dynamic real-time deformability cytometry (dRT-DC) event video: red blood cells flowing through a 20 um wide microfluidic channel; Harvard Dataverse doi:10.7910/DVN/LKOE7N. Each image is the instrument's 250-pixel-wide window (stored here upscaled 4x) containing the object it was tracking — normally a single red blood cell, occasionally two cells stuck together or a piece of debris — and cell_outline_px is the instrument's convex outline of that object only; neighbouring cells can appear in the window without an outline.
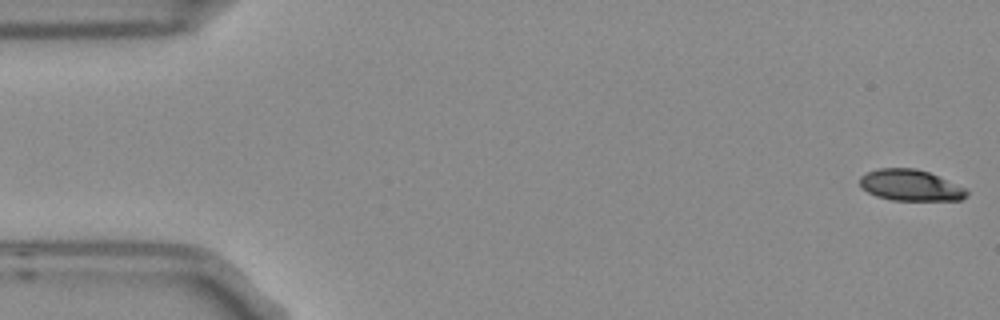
{"species": "Egyptian fruit bat (a non-hibernating species)", "species_latin": "Rousettus aegyptiacus", "temperature_condition": "room temperature", "stored_images_in_passage": 5, "camera_frame_rate_fps": 3000, "um_per_image_px": 0.085, "frame": {"image": 1, "passage_image": 1, "time_ms": 0.0, "image_size_px": [1000, 320], "cell_outline_px": [[968, 196], [960, 200], [892, 200], [876, 196], [860, 188], [860, 176], [876, 168], [916, 168], [928, 172], [964, 188], [968, 192]], "centroid_in_image_um": [77.34, 15.75], "position_along_channel_um": 7.7, "area_um2": 19.31}}
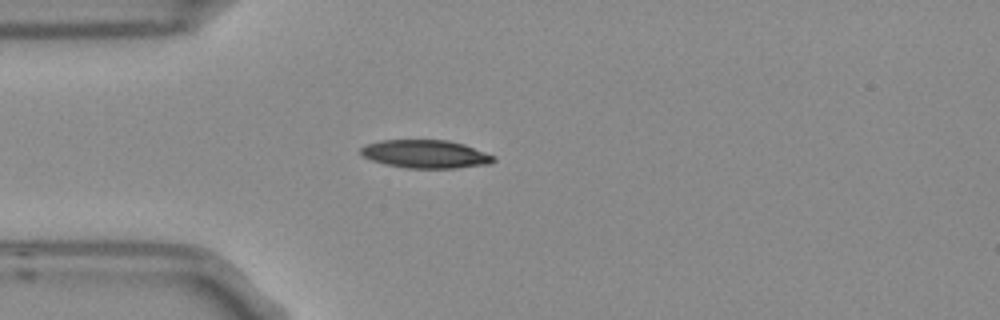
{"frame": {"image": 2, "passage_image": 5, "time_ms": 1.333, "image_size_px": [1000, 320], "cell_outline_px": [[496, 160], [492, 164], [456, 168], [408, 168], [384, 164], [372, 160], [364, 156], [360, 152], [360, 148], [364, 144], [380, 140], [448, 140], [464, 144], [496, 156]], "centroid_in_image_um": [36.2, 13.09], "position_along_channel_um": 48.8, "area_um2": 22.02}}